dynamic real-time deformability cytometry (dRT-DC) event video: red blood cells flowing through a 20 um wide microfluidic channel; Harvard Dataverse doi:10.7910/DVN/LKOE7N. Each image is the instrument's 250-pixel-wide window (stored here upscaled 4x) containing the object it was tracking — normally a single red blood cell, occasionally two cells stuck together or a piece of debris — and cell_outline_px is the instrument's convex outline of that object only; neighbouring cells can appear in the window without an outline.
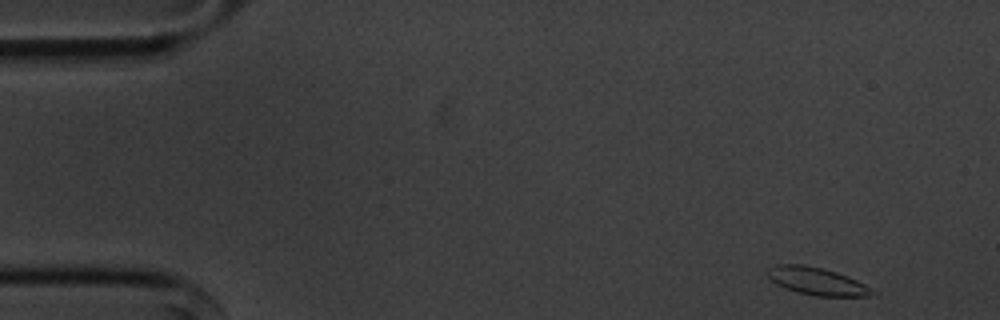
{"species": "common noctule bat (a hibernating species)", "species_latin": "Nyctalus noctula", "temperature_condition": "cold", "stored_images_in_passage": 53, "camera_frame_rate_fps": 3000, "um_per_image_px": 0.085, "animal": {"sex": "male", "body_mass_g": 20.1, "forearm_length_mm": 53.5}, "frame": {"image": 1, "passage_image": 1, "time_ms": 0.0, "image_size_px": [1000, 320], "cell_outline_px": [[880, 292], [872, 296], [816, 296], [796, 292], [776, 284], [764, 272], [768, 268], [776, 264], [804, 264], [824, 268], [848, 276]], "centroid_in_image_um": [69.45, 23.9], "position_along_channel_um": 15.5, "area_um2": 17.11}}
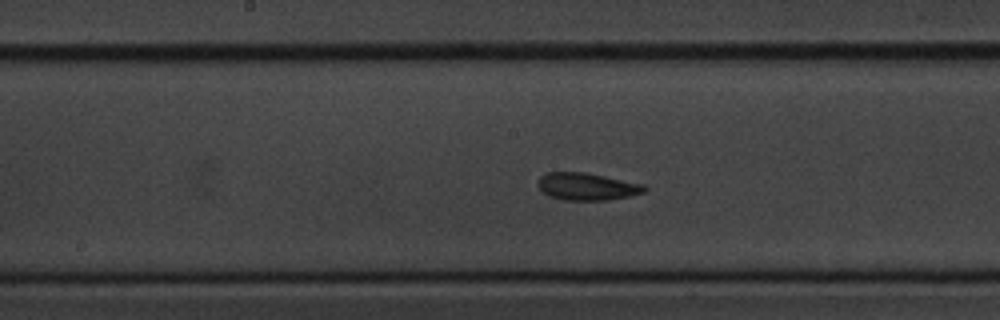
{"frame": {"image": 2, "passage_image": 25, "time_ms": 8.0, "image_size_px": [1000, 320], "cell_outline_px": [[648, 188], [644, 192], [628, 196], [608, 200], [564, 200], [548, 196], [536, 184], [540, 176], [544, 172], [584, 172], [644, 184]], "centroid_in_image_um": [49.86, 15.85], "position_along_channel_um": 198.3, "area_um2": 16.99}}
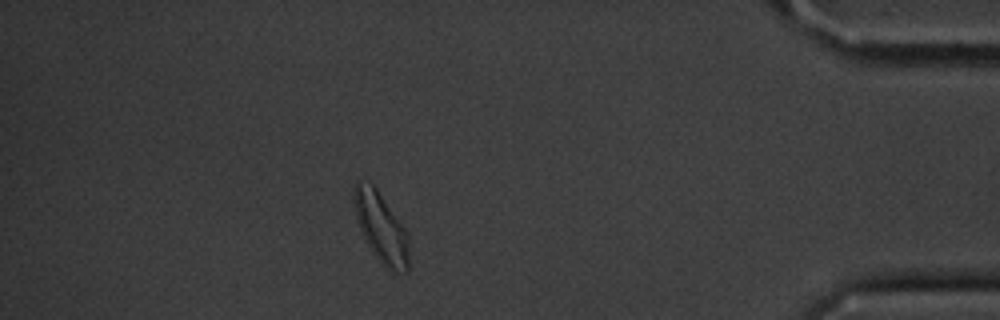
{"frame": {"image": 3, "passage_image": 46, "time_ms": 15.0, "image_size_px": [1000, 320], "cell_outline_px": [[408, 272], [388, 272], [372, 252], [356, 220], [352, 200], [352, 188], [356, 180], [360, 180], [372, 184], [376, 188], [408, 232]], "centroid_in_image_um": [32.36, 19.33], "position_along_channel_um": 402.8, "area_um2": 22.72}, "authors_computed_cell_mechanics": {"area_um2": 17.051, "velocity_mm_per_s": 3.5436, "shape_relaxation_time_tau1_ms": 3.1648, "shape_relaxation_time_tau2_ms": 1.759, "deformation_change_tau1": 0.0814, "deformation_change_tau2": 0.0696}}